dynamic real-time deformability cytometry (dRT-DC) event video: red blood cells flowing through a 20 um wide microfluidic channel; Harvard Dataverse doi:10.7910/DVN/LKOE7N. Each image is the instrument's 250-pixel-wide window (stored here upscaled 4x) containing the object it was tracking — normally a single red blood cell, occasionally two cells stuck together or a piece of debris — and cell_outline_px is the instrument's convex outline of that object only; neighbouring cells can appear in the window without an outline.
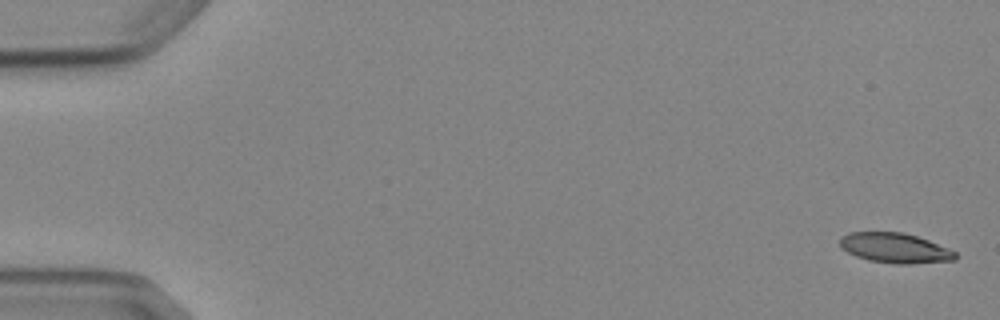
{"species": "Egyptian fruit bat (a non-hibernating species)", "species_latin": "Rousettus aegyptiacus", "temperature_condition": "cold", "stored_images_in_passage": 6, "camera_frame_rate_fps": 3000, "um_per_image_px": 0.085, "animal": {"sex": "female"}, "frame": {"image": 1, "passage_image": 1, "time_ms": 0.0, "image_size_px": [1000, 320], "cell_outline_px": [[956, 260], [908, 264], [896, 264], [868, 260], [856, 256], [840, 248], [840, 236], [848, 232], [904, 232], [928, 240], [948, 248], [956, 252]], "centroid_in_image_um": [76.05, 21.07], "position_along_channel_um": 9.0, "area_um2": 20.23}}
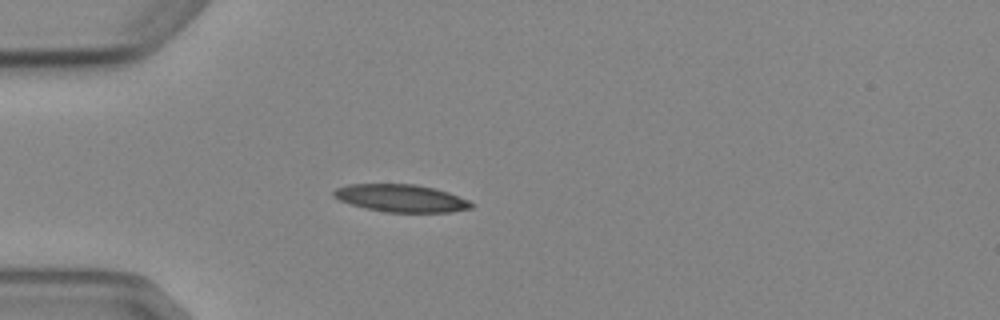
{"frame": {"image": 2, "passage_image": 5, "time_ms": 4.667, "image_size_px": [1000, 320], "cell_outline_px": [[472, 208], [452, 212], [388, 212], [368, 208], [352, 204], [340, 200], [332, 196], [332, 192], [336, 188], [348, 184], [416, 184], [448, 192], [468, 200], [472, 204]], "centroid_in_image_um": [34.08, 16.84], "position_along_channel_um": 50.9, "area_um2": 21.85}}